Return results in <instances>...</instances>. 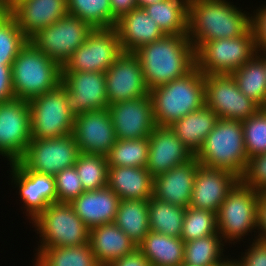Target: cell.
Wrapping results in <instances>:
<instances>
[{"label": "cell", "mask_w": 266, "mask_h": 266, "mask_svg": "<svg viewBox=\"0 0 266 266\" xmlns=\"http://www.w3.org/2000/svg\"><path fill=\"white\" fill-rule=\"evenodd\" d=\"M232 3L189 0L188 38L195 52L208 41L243 36L251 28V14Z\"/></svg>", "instance_id": "6da1fadb"}, {"label": "cell", "mask_w": 266, "mask_h": 266, "mask_svg": "<svg viewBox=\"0 0 266 266\" xmlns=\"http://www.w3.org/2000/svg\"><path fill=\"white\" fill-rule=\"evenodd\" d=\"M139 59L149 90L183 77L196 66L188 35H164L133 52Z\"/></svg>", "instance_id": "7a4b0ae2"}, {"label": "cell", "mask_w": 266, "mask_h": 266, "mask_svg": "<svg viewBox=\"0 0 266 266\" xmlns=\"http://www.w3.org/2000/svg\"><path fill=\"white\" fill-rule=\"evenodd\" d=\"M156 126L169 127L205 105L204 73L196 66L186 75L149 91Z\"/></svg>", "instance_id": "3957f363"}, {"label": "cell", "mask_w": 266, "mask_h": 266, "mask_svg": "<svg viewBox=\"0 0 266 266\" xmlns=\"http://www.w3.org/2000/svg\"><path fill=\"white\" fill-rule=\"evenodd\" d=\"M195 158L204 167L225 169L240 178L248 162L241 121L219 119Z\"/></svg>", "instance_id": "277c9868"}, {"label": "cell", "mask_w": 266, "mask_h": 266, "mask_svg": "<svg viewBox=\"0 0 266 266\" xmlns=\"http://www.w3.org/2000/svg\"><path fill=\"white\" fill-rule=\"evenodd\" d=\"M61 80L62 66L40 52L30 41L21 49L12 64L15 98L29 101L54 89Z\"/></svg>", "instance_id": "5b68a950"}, {"label": "cell", "mask_w": 266, "mask_h": 266, "mask_svg": "<svg viewBox=\"0 0 266 266\" xmlns=\"http://www.w3.org/2000/svg\"><path fill=\"white\" fill-rule=\"evenodd\" d=\"M40 234L42 247H69L89 243L90 229L77 216L70 203H52L32 222ZM41 241V242H40Z\"/></svg>", "instance_id": "8992f818"}, {"label": "cell", "mask_w": 266, "mask_h": 266, "mask_svg": "<svg viewBox=\"0 0 266 266\" xmlns=\"http://www.w3.org/2000/svg\"><path fill=\"white\" fill-rule=\"evenodd\" d=\"M259 197L260 192L247 187L240 180L228 192L217 212L218 233L225 243L234 245L249 233L252 235V232H256L257 235Z\"/></svg>", "instance_id": "52a82bcc"}, {"label": "cell", "mask_w": 266, "mask_h": 266, "mask_svg": "<svg viewBox=\"0 0 266 266\" xmlns=\"http://www.w3.org/2000/svg\"><path fill=\"white\" fill-rule=\"evenodd\" d=\"M256 43L250 28L243 36L212 40L196 52V67L204 74H232L255 54Z\"/></svg>", "instance_id": "ba28073f"}, {"label": "cell", "mask_w": 266, "mask_h": 266, "mask_svg": "<svg viewBox=\"0 0 266 266\" xmlns=\"http://www.w3.org/2000/svg\"><path fill=\"white\" fill-rule=\"evenodd\" d=\"M28 102L31 139L57 138L73 134L74 117L68 110L62 82Z\"/></svg>", "instance_id": "9c48e42d"}, {"label": "cell", "mask_w": 266, "mask_h": 266, "mask_svg": "<svg viewBox=\"0 0 266 266\" xmlns=\"http://www.w3.org/2000/svg\"><path fill=\"white\" fill-rule=\"evenodd\" d=\"M204 81L205 105L219 119L244 121L261 109L239 90L231 74H204Z\"/></svg>", "instance_id": "30bf717a"}, {"label": "cell", "mask_w": 266, "mask_h": 266, "mask_svg": "<svg viewBox=\"0 0 266 266\" xmlns=\"http://www.w3.org/2000/svg\"><path fill=\"white\" fill-rule=\"evenodd\" d=\"M92 30L88 23L67 14L54 24L42 28L29 41L40 52L63 66Z\"/></svg>", "instance_id": "8fae6325"}, {"label": "cell", "mask_w": 266, "mask_h": 266, "mask_svg": "<svg viewBox=\"0 0 266 266\" xmlns=\"http://www.w3.org/2000/svg\"><path fill=\"white\" fill-rule=\"evenodd\" d=\"M123 52L115 27L96 28L62 66V71L106 72Z\"/></svg>", "instance_id": "7c38bea8"}, {"label": "cell", "mask_w": 266, "mask_h": 266, "mask_svg": "<svg viewBox=\"0 0 266 266\" xmlns=\"http://www.w3.org/2000/svg\"><path fill=\"white\" fill-rule=\"evenodd\" d=\"M80 154L73 134L57 138L31 139L19 160L28 170L55 176L75 165Z\"/></svg>", "instance_id": "4fadbf2b"}, {"label": "cell", "mask_w": 266, "mask_h": 266, "mask_svg": "<svg viewBox=\"0 0 266 266\" xmlns=\"http://www.w3.org/2000/svg\"><path fill=\"white\" fill-rule=\"evenodd\" d=\"M30 141L29 102L19 98L0 102V155L10 163L19 161Z\"/></svg>", "instance_id": "5bb4252c"}, {"label": "cell", "mask_w": 266, "mask_h": 266, "mask_svg": "<svg viewBox=\"0 0 266 266\" xmlns=\"http://www.w3.org/2000/svg\"><path fill=\"white\" fill-rule=\"evenodd\" d=\"M65 100L76 118L84 112L108 109L105 72L62 71Z\"/></svg>", "instance_id": "9a60e30c"}, {"label": "cell", "mask_w": 266, "mask_h": 266, "mask_svg": "<svg viewBox=\"0 0 266 266\" xmlns=\"http://www.w3.org/2000/svg\"><path fill=\"white\" fill-rule=\"evenodd\" d=\"M105 80L109 105L145 97L150 91L133 52H122L105 72Z\"/></svg>", "instance_id": "2e32d148"}, {"label": "cell", "mask_w": 266, "mask_h": 266, "mask_svg": "<svg viewBox=\"0 0 266 266\" xmlns=\"http://www.w3.org/2000/svg\"><path fill=\"white\" fill-rule=\"evenodd\" d=\"M8 164L11 182L18 187L26 216L32 222L50 204L57 202L55 177L28 170L20 161Z\"/></svg>", "instance_id": "e0dca14e"}, {"label": "cell", "mask_w": 266, "mask_h": 266, "mask_svg": "<svg viewBox=\"0 0 266 266\" xmlns=\"http://www.w3.org/2000/svg\"><path fill=\"white\" fill-rule=\"evenodd\" d=\"M108 110L117 139L149 138L157 127L150 95L110 104Z\"/></svg>", "instance_id": "ac0fdd59"}, {"label": "cell", "mask_w": 266, "mask_h": 266, "mask_svg": "<svg viewBox=\"0 0 266 266\" xmlns=\"http://www.w3.org/2000/svg\"><path fill=\"white\" fill-rule=\"evenodd\" d=\"M73 135L83 154L106 156L117 141L108 109L84 112L74 118Z\"/></svg>", "instance_id": "d6986e66"}, {"label": "cell", "mask_w": 266, "mask_h": 266, "mask_svg": "<svg viewBox=\"0 0 266 266\" xmlns=\"http://www.w3.org/2000/svg\"><path fill=\"white\" fill-rule=\"evenodd\" d=\"M149 154L146 169L153 178L173 167L185 164L195 154L176 136L170 127L157 126L150 134Z\"/></svg>", "instance_id": "ffe728a7"}, {"label": "cell", "mask_w": 266, "mask_h": 266, "mask_svg": "<svg viewBox=\"0 0 266 266\" xmlns=\"http://www.w3.org/2000/svg\"><path fill=\"white\" fill-rule=\"evenodd\" d=\"M239 180L231 171L200 165L195 174L189 206L217 213L228 192Z\"/></svg>", "instance_id": "44dd1931"}, {"label": "cell", "mask_w": 266, "mask_h": 266, "mask_svg": "<svg viewBox=\"0 0 266 266\" xmlns=\"http://www.w3.org/2000/svg\"><path fill=\"white\" fill-rule=\"evenodd\" d=\"M9 13L15 18L23 34L30 39L42 28L68 14L67 0H23Z\"/></svg>", "instance_id": "7402d4cb"}, {"label": "cell", "mask_w": 266, "mask_h": 266, "mask_svg": "<svg viewBox=\"0 0 266 266\" xmlns=\"http://www.w3.org/2000/svg\"><path fill=\"white\" fill-rule=\"evenodd\" d=\"M200 166L194 157L153 178V197L187 208L191 201L195 174Z\"/></svg>", "instance_id": "603a6c76"}, {"label": "cell", "mask_w": 266, "mask_h": 266, "mask_svg": "<svg viewBox=\"0 0 266 266\" xmlns=\"http://www.w3.org/2000/svg\"><path fill=\"white\" fill-rule=\"evenodd\" d=\"M118 195L108 186L84 191L70 204L77 216L89 228L114 223L119 205Z\"/></svg>", "instance_id": "cb8c5ba5"}, {"label": "cell", "mask_w": 266, "mask_h": 266, "mask_svg": "<svg viewBox=\"0 0 266 266\" xmlns=\"http://www.w3.org/2000/svg\"><path fill=\"white\" fill-rule=\"evenodd\" d=\"M118 32L123 52H134L139 47L157 41L164 36L155 21L143 8L136 7L117 20Z\"/></svg>", "instance_id": "d4e9b609"}, {"label": "cell", "mask_w": 266, "mask_h": 266, "mask_svg": "<svg viewBox=\"0 0 266 266\" xmlns=\"http://www.w3.org/2000/svg\"><path fill=\"white\" fill-rule=\"evenodd\" d=\"M107 186L120 200H149L153 177L146 167H108Z\"/></svg>", "instance_id": "484cf974"}, {"label": "cell", "mask_w": 266, "mask_h": 266, "mask_svg": "<svg viewBox=\"0 0 266 266\" xmlns=\"http://www.w3.org/2000/svg\"><path fill=\"white\" fill-rule=\"evenodd\" d=\"M89 244L101 266H108L112 261L137 248V245L115 223L91 228Z\"/></svg>", "instance_id": "4316f807"}, {"label": "cell", "mask_w": 266, "mask_h": 266, "mask_svg": "<svg viewBox=\"0 0 266 266\" xmlns=\"http://www.w3.org/2000/svg\"><path fill=\"white\" fill-rule=\"evenodd\" d=\"M218 120L217 114L204 105L202 108L175 121L169 127L187 148L196 154Z\"/></svg>", "instance_id": "83f0119b"}, {"label": "cell", "mask_w": 266, "mask_h": 266, "mask_svg": "<svg viewBox=\"0 0 266 266\" xmlns=\"http://www.w3.org/2000/svg\"><path fill=\"white\" fill-rule=\"evenodd\" d=\"M184 245L181 237L149 231L137 247L151 266H181L184 261Z\"/></svg>", "instance_id": "f1b7e54d"}, {"label": "cell", "mask_w": 266, "mask_h": 266, "mask_svg": "<svg viewBox=\"0 0 266 266\" xmlns=\"http://www.w3.org/2000/svg\"><path fill=\"white\" fill-rule=\"evenodd\" d=\"M189 0H162L143 9L164 35H188Z\"/></svg>", "instance_id": "f546056e"}, {"label": "cell", "mask_w": 266, "mask_h": 266, "mask_svg": "<svg viewBox=\"0 0 266 266\" xmlns=\"http://www.w3.org/2000/svg\"><path fill=\"white\" fill-rule=\"evenodd\" d=\"M114 223L138 246L150 231L148 200H120Z\"/></svg>", "instance_id": "4dcf8cb0"}, {"label": "cell", "mask_w": 266, "mask_h": 266, "mask_svg": "<svg viewBox=\"0 0 266 266\" xmlns=\"http://www.w3.org/2000/svg\"><path fill=\"white\" fill-rule=\"evenodd\" d=\"M239 90L256 102L261 108H266V74L264 69V52H257L242 67L232 74Z\"/></svg>", "instance_id": "1f68e13d"}, {"label": "cell", "mask_w": 266, "mask_h": 266, "mask_svg": "<svg viewBox=\"0 0 266 266\" xmlns=\"http://www.w3.org/2000/svg\"><path fill=\"white\" fill-rule=\"evenodd\" d=\"M35 266H101L89 243L69 247H42L35 253Z\"/></svg>", "instance_id": "d6a6232c"}, {"label": "cell", "mask_w": 266, "mask_h": 266, "mask_svg": "<svg viewBox=\"0 0 266 266\" xmlns=\"http://www.w3.org/2000/svg\"><path fill=\"white\" fill-rule=\"evenodd\" d=\"M222 237L217 232L204 238L185 242L183 264L195 266H224L231 259L226 258ZM223 256V257H222Z\"/></svg>", "instance_id": "836d02e7"}, {"label": "cell", "mask_w": 266, "mask_h": 266, "mask_svg": "<svg viewBox=\"0 0 266 266\" xmlns=\"http://www.w3.org/2000/svg\"><path fill=\"white\" fill-rule=\"evenodd\" d=\"M185 209L152 196L148 200L150 231L171 237H181Z\"/></svg>", "instance_id": "e575fe53"}, {"label": "cell", "mask_w": 266, "mask_h": 266, "mask_svg": "<svg viewBox=\"0 0 266 266\" xmlns=\"http://www.w3.org/2000/svg\"><path fill=\"white\" fill-rule=\"evenodd\" d=\"M148 154V138L117 139L106 155V159L108 167H146Z\"/></svg>", "instance_id": "d590c367"}, {"label": "cell", "mask_w": 266, "mask_h": 266, "mask_svg": "<svg viewBox=\"0 0 266 266\" xmlns=\"http://www.w3.org/2000/svg\"><path fill=\"white\" fill-rule=\"evenodd\" d=\"M68 14L88 23L93 29L115 27L110 0H67Z\"/></svg>", "instance_id": "8d00e7d4"}, {"label": "cell", "mask_w": 266, "mask_h": 266, "mask_svg": "<svg viewBox=\"0 0 266 266\" xmlns=\"http://www.w3.org/2000/svg\"><path fill=\"white\" fill-rule=\"evenodd\" d=\"M74 166L84 191L107 186L108 163L105 155L80 153Z\"/></svg>", "instance_id": "74e56055"}, {"label": "cell", "mask_w": 266, "mask_h": 266, "mask_svg": "<svg viewBox=\"0 0 266 266\" xmlns=\"http://www.w3.org/2000/svg\"><path fill=\"white\" fill-rule=\"evenodd\" d=\"M28 41L9 12L0 18V65H12Z\"/></svg>", "instance_id": "f35d334b"}, {"label": "cell", "mask_w": 266, "mask_h": 266, "mask_svg": "<svg viewBox=\"0 0 266 266\" xmlns=\"http://www.w3.org/2000/svg\"><path fill=\"white\" fill-rule=\"evenodd\" d=\"M218 232L217 213L188 206L185 209L181 238L184 242L200 239Z\"/></svg>", "instance_id": "ab89813d"}, {"label": "cell", "mask_w": 266, "mask_h": 266, "mask_svg": "<svg viewBox=\"0 0 266 266\" xmlns=\"http://www.w3.org/2000/svg\"><path fill=\"white\" fill-rule=\"evenodd\" d=\"M241 123L248 158L266 153V108Z\"/></svg>", "instance_id": "60d3db41"}, {"label": "cell", "mask_w": 266, "mask_h": 266, "mask_svg": "<svg viewBox=\"0 0 266 266\" xmlns=\"http://www.w3.org/2000/svg\"><path fill=\"white\" fill-rule=\"evenodd\" d=\"M57 202L71 203L84 192L75 166L65 168L55 176Z\"/></svg>", "instance_id": "b9f144b4"}, {"label": "cell", "mask_w": 266, "mask_h": 266, "mask_svg": "<svg viewBox=\"0 0 266 266\" xmlns=\"http://www.w3.org/2000/svg\"><path fill=\"white\" fill-rule=\"evenodd\" d=\"M239 179L254 191H266V153L248 158L245 172Z\"/></svg>", "instance_id": "7bdbcfd3"}, {"label": "cell", "mask_w": 266, "mask_h": 266, "mask_svg": "<svg viewBox=\"0 0 266 266\" xmlns=\"http://www.w3.org/2000/svg\"><path fill=\"white\" fill-rule=\"evenodd\" d=\"M245 253L237 259L231 258L236 266H266V242L253 239ZM243 255V256H242Z\"/></svg>", "instance_id": "ee69618b"}, {"label": "cell", "mask_w": 266, "mask_h": 266, "mask_svg": "<svg viewBox=\"0 0 266 266\" xmlns=\"http://www.w3.org/2000/svg\"><path fill=\"white\" fill-rule=\"evenodd\" d=\"M263 6H260L261 8L258 7L259 9H254V14H251V29L255 38L257 52L266 53V5Z\"/></svg>", "instance_id": "f6af8a7d"}, {"label": "cell", "mask_w": 266, "mask_h": 266, "mask_svg": "<svg viewBox=\"0 0 266 266\" xmlns=\"http://www.w3.org/2000/svg\"><path fill=\"white\" fill-rule=\"evenodd\" d=\"M15 98L12 85V65H0V102Z\"/></svg>", "instance_id": "bcb514c9"}, {"label": "cell", "mask_w": 266, "mask_h": 266, "mask_svg": "<svg viewBox=\"0 0 266 266\" xmlns=\"http://www.w3.org/2000/svg\"><path fill=\"white\" fill-rule=\"evenodd\" d=\"M108 266H151V264L137 247L129 254L112 261Z\"/></svg>", "instance_id": "7dc6e473"}, {"label": "cell", "mask_w": 266, "mask_h": 266, "mask_svg": "<svg viewBox=\"0 0 266 266\" xmlns=\"http://www.w3.org/2000/svg\"><path fill=\"white\" fill-rule=\"evenodd\" d=\"M258 235L254 239L266 242V191L260 192L257 203V229Z\"/></svg>", "instance_id": "c3c4849f"}, {"label": "cell", "mask_w": 266, "mask_h": 266, "mask_svg": "<svg viewBox=\"0 0 266 266\" xmlns=\"http://www.w3.org/2000/svg\"><path fill=\"white\" fill-rule=\"evenodd\" d=\"M112 15L116 20L137 7V0H110Z\"/></svg>", "instance_id": "681fc988"}, {"label": "cell", "mask_w": 266, "mask_h": 266, "mask_svg": "<svg viewBox=\"0 0 266 266\" xmlns=\"http://www.w3.org/2000/svg\"><path fill=\"white\" fill-rule=\"evenodd\" d=\"M162 0H137V7L143 8L149 4L157 3Z\"/></svg>", "instance_id": "f907efd6"}, {"label": "cell", "mask_w": 266, "mask_h": 266, "mask_svg": "<svg viewBox=\"0 0 266 266\" xmlns=\"http://www.w3.org/2000/svg\"><path fill=\"white\" fill-rule=\"evenodd\" d=\"M9 12L6 4V0H0V18L5 16Z\"/></svg>", "instance_id": "816d5d0a"}, {"label": "cell", "mask_w": 266, "mask_h": 266, "mask_svg": "<svg viewBox=\"0 0 266 266\" xmlns=\"http://www.w3.org/2000/svg\"><path fill=\"white\" fill-rule=\"evenodd\" d=\"M23 0H6L7 8L10 11L18 2Z\"/></svg>", "instance_id": "f5cc1de1"}, {"label": "cell", "mask_w": 266, "mask_h": 266, "mask_svg": "<svg viewBox=\"0 0 266 266\" xmlns=\"http://www.w3.org/2000/svg\"><path fill=\"white\" fill-rule=\"evenodd\" d=\"M264 69H265V74H266V53L264 52Z\"/></svg>", "instance_id": "db71d44e"}, {"label": "cell", "mask_w": 266, "mask_h": 266, "mask_svg": "<svg viewBox=\"0 0 266 266\" xmlns=\"http://www.w3.org/2000/svg\"><path fill=\"white\" fill-rule=\"evenodd\" d=\"M224 266H236L231 260Z\"/></svg>", "instance_id": "11a10c76"}, {"label": "cell", "mask_w": 266, "mask_h": 266, "mask_svg": "<svg viewBox=\"0 0 266 266\" xmlns=\"http://www.w3.org/2000/svg\"><path fill=\"white\" fill-rule=\"evenodd\" d=\"M181 266H195V265H186V264H182Z\"/></svg>", "instance_id": "9f6ffc18"}]
</instances>
